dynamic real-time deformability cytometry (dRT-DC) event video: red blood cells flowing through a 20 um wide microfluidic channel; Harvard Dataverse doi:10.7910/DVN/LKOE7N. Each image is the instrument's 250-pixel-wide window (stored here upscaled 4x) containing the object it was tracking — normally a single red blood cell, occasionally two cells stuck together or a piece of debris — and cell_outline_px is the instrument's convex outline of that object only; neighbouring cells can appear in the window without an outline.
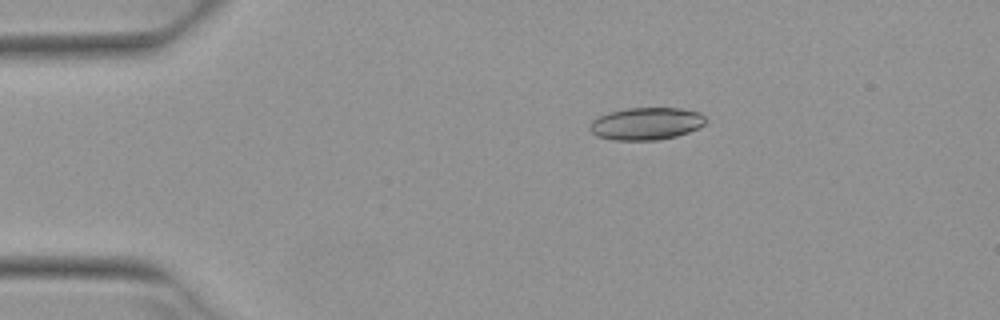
{"species": "Egyptian fruit bat (a non-hibernating species)", "species_latin": "Rousettus aegyptiacus", "temperature_condition": "warm", "stored_images_in_passage": 4, "camera_frame_rate_fps": 3000, "um_per_image_px": 0.085, "animal": {"sex": "female"}, "frame": {"image": 1, "passage_image": 3, "time_ms": 0.667, "image_size_px": [1000, 320], "cell_outline_px": [[708, 120], [704, 124], [688, 132], [676, 136], [656, 140], [612, 140], [596, 136], [588, 128], [592, 120], [608, 112], [628, 108], [680, 108], [700, 112]], "centroid_in_image_um": [54.92, 10.51], "position_along_channel_um": 30.1, "area_um2": 21.91}}